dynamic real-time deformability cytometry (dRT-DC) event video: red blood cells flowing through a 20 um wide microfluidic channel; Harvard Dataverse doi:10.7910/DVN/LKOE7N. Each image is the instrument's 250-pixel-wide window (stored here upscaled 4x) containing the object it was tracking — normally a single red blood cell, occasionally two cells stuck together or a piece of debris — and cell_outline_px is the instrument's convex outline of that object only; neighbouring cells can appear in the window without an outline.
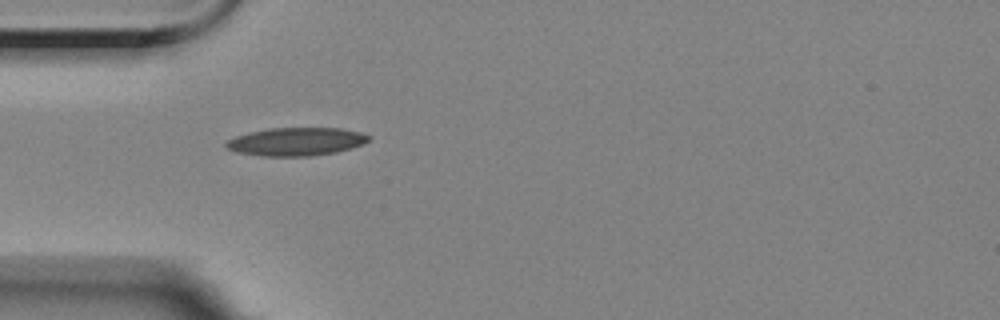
{"species": "Egyptian fruit bat (a non-hibernating species)", "species_latin": "Rousettus aegyptiacus", "temperature_condition": "room temperature", "stored_images_in_passage": 6, "camera_frame_rate_fps": 3000, "um_per_image_px": 0.085, "animal": {"sex": "female"}, "frame": {"image": 1, "passage_image": 5, "time_ms": 4.667, "image_size_px": [1000, 320], "cell_outline_px": [[372, 136], [364, 144], [352, 148], [336, 152], [308, 156], [260, 156], [236, 152], [224, 148], [224, 144], [228, 140], [236, 136], [248, 132], [268, 128], [340, 128], [360, 132]], "centroid_in_image_um": [25.15, 12.04], "position_along_channel_um": 59.8, "area_um2": 23.58}}
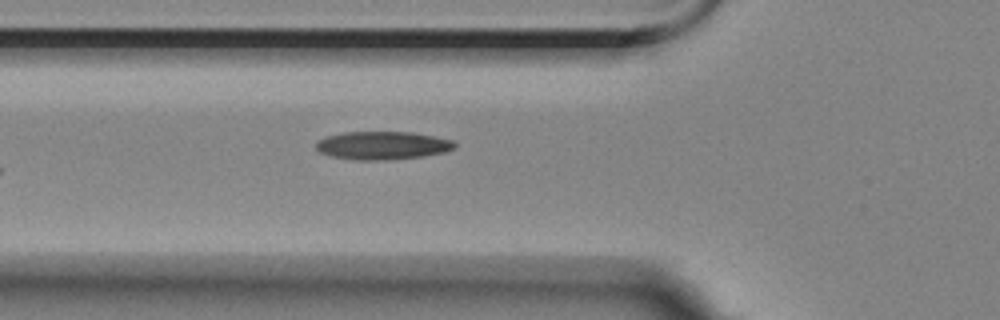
{"frame": {"image": 2, "passage_image": 6, "time_ms": 5.667, "image_size_px": [1000, 320], "cell_outline_px": [[456, 148], [444, 152], [424, 156], [388, 160], [356, 160], [332, 156], [320, 152], [316, 148], [316, 140], [324, 136], [344, 132], [412, 132], [452, 140], [456, 144]], "centroid_in_image_um": [32.49, 12.36], "position_along_channel_um": 93.3, "area_um2": 22.83}}